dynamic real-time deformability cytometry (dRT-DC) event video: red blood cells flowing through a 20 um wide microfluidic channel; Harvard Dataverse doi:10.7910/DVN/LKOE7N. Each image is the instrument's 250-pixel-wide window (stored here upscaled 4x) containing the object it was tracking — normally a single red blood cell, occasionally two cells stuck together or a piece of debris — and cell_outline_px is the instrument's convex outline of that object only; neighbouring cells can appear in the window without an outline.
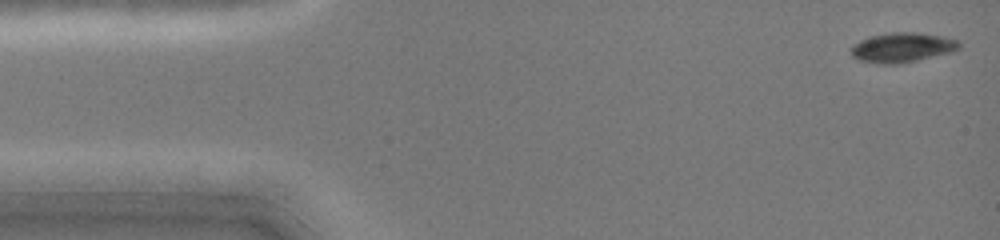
{"species": "common noctule bat (a hibernating species)", "species_latin": "Nyctalus noctula", "temperature_condition": "cold", "stored_images_in_passage": 46, "camera_frame_rate_fps": 3000, "um_per_image_px": 0.085, "animal": {"sex": "female", "body_mass_g": 19.0, "forearm_length_mm": 51.5}, "frame": {"image": 1, "passage_image": 1, "time_ms": 0.0, "image_size_px": [1000, 240], "cell_outline_px": [[960, 48], [948, 52], [900, 64], [880, 64], [860, 60], [852, 56], [852, 44], [868, 36], [892, 32], [916, 32], [944, 36], [960, 40]], "centroid_in_image_um": [76.67, 4.02], "position_along_channel_um": 8.3, "area_um2": 18.67}}
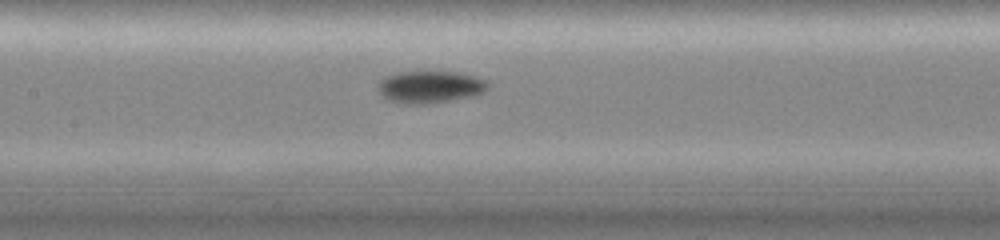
{"frame": {"image": 2, "passage_image": 21, "time_ms": 6.667, "image_size_px": [1000, 240], "cell_outline_px": [[492, 84], [484, 92], [472, 96], [448, 100], [416, 104], [408, 104], [392, 100], [384, 96], [380, 92], [380, 80], [388, 76], [400, 72], [460, 72], [476, 76], [488, 80]], "centroid_in_image_um": [36.67, 7.36], "position_along_channel_um": 170.7, "area_um2": 20.17}}
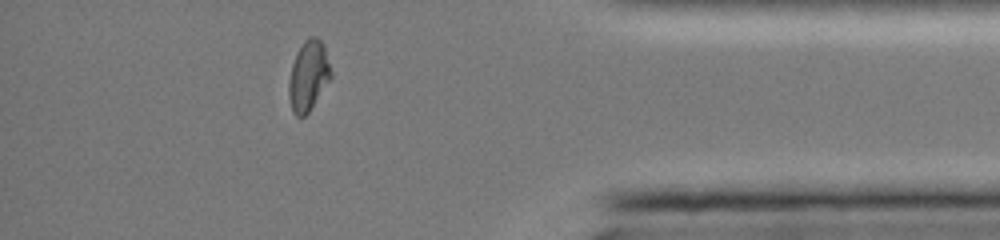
{"frame": {"image": 3, "passage_image": 40, "time_ms": 13.0, "image_size_px": [1000, 240], "cell_outline_px": [[332, 76], [308, 112], [304, 116], [296, 116], [292, 112], [288, 96], [288, 84], [292, 64], [296, 52], [304, 40], [308, 36], [316, 36], [324, 44], [332, 72]], "centroid_in_image_um": [26.2, 6.41], "position_along_channel_um": 409.0, "area_um2": 17.28}, "authors_computed_cell_mechanics": {"area_um2": 18.4382, "velocity_mm_per_s": 4.0836, "shape_relaxation_time_tau1_ms": 5.5933, "shape_relaxation_time_tau2_ms": 2.3292, "deformation_change_tau1": 0.1689, "deformation_change_tau2": 0.0392}}